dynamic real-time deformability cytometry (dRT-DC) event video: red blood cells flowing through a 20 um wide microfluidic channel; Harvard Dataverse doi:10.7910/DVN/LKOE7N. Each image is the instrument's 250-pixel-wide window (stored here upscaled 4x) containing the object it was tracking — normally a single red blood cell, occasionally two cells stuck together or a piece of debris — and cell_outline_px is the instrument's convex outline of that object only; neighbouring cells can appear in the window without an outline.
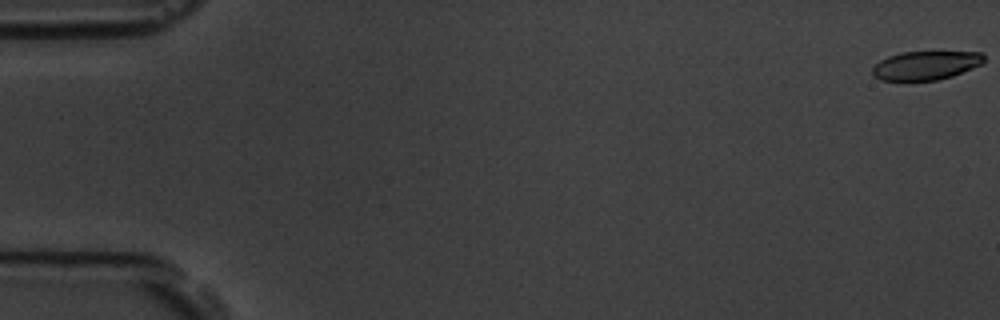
{"species": "common noctule bat (a hibernating species)", "species_latin": "Nyctalus noctula", "temperature_condition": "room temperature", "stored_images_in_passage": 59, "camera_frame_rate_fps": 3000, "um_per_image_px": 0.085, "animal": {"sex": "male", "body_mass_g": 19.5, "forearm_length_mm": 54.6}, "frame": {"image": 1, "passage_image": 1, "time_ms": 0.0, "image_size_px": [1000, 320], "cell_outline_px": [[984, 60], [980, 64], [952, 76], [936, 80], [908, 84], [904, 84], [880, 80], [872, 76], [872, 68], [880, 60], [888, 56], [900, 52], [980, 52], [984, 56]], "centroid_in_image_um": [78.56, 5.62], "position_along_channel_um": 6.4, "area_um2": 19.36}}
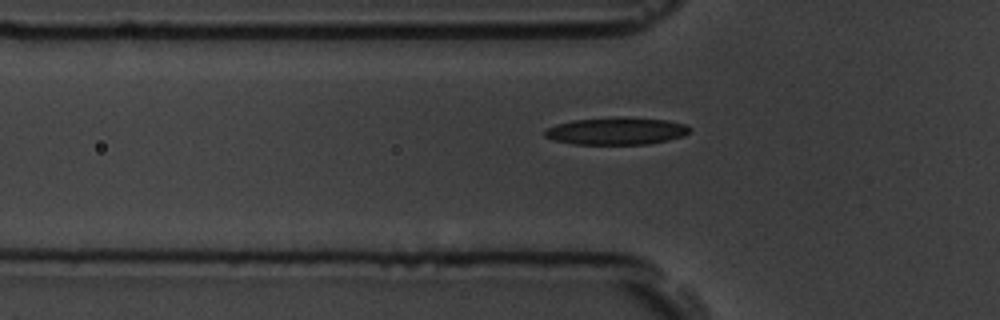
{"frame": {"image": 2, "passage_image": 20, "time_ms": 6.333, "image_size_px": [1000, 320], "cell_outline_px": [[692, 128], [684, 136], [668, 140], [648, 144], [572, 144], [556, 140], [544, 136], [544, 128], [556, 124], [572, 120], [616, 116], [628, 116], [668, 120], [688, 124]], "centroid_in_image_um": [52.42, 11.11], "position_along_channel_um": 73.4, "area_um2": 23.58}}
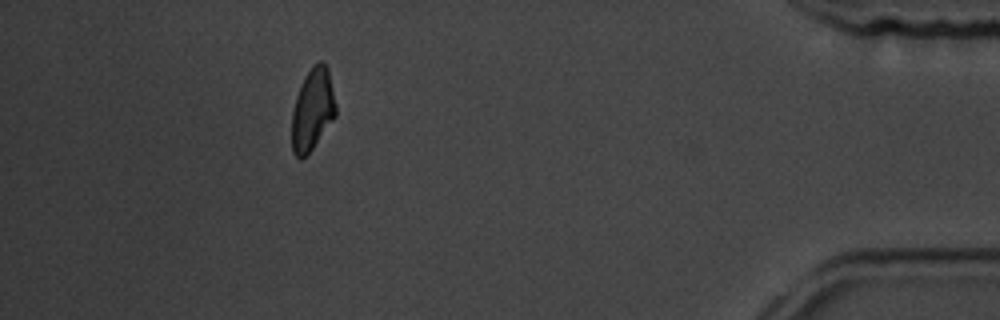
{"frame": {"image": 3, "passage_image": 53, "time_ms": 17.333, "image_size_px": [1000, 320], "cell_outline_px": [[336, 116], [312, 148], [300, 160], [292, 152], [292, 112], [296, 96], [300, 84], [308, 72], [320, 60], [328, 68], [336, 104]], "centroid_in_image_um": [26.56, 9.32], "position_along_channel_um": 408.6, "area_um2": 20.75}, "authors_computed_cell_mechanics": {"area_um2": 21.6172, "velocity_mm_per_s": 3.5477, "shape_relaxation_time_tau1_ms": 3.0671, "shape_relaxation_time_tau2_ms": 6.9985, "deformation_change_tau1": 0.1353, "deformation_change_tau2": 0.1498}}